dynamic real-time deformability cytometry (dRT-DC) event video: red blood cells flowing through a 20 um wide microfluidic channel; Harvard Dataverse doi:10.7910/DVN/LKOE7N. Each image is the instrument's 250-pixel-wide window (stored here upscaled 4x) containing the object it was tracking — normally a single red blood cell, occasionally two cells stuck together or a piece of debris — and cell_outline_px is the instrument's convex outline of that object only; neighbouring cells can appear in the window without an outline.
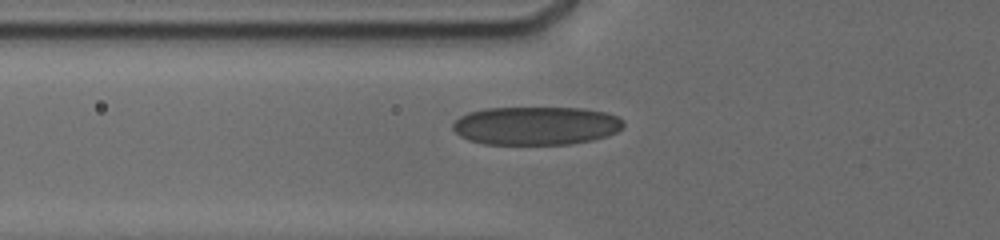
{"species": "human", "species_latin": "Homo sapiens", "temperature_condition": "cold", "stored_images_in_passage": 13, "camera_frame_rate_fps": 3000, "um_per_image_px": 0.085, "donor": {"sex": "male"}, "frame": {"image": 1, "passage_image": 4, "time_ms": 1.333, "image_size_px": [1000, 240], "cell_outline_px": [[624, 124], [616, 132], [608, 136], [592, 140], [572, 144], [484, 144], [468, 140], [460, 136], [452, 128], [452, 124], [460, 116], [468, 112], [484, 108], [584, 108], [608, 112], [624, 120]], "centroid_in_image_um": [45.56, 10.68], "position_along_channel_um": 80.2, "area_um2": 38.44}}
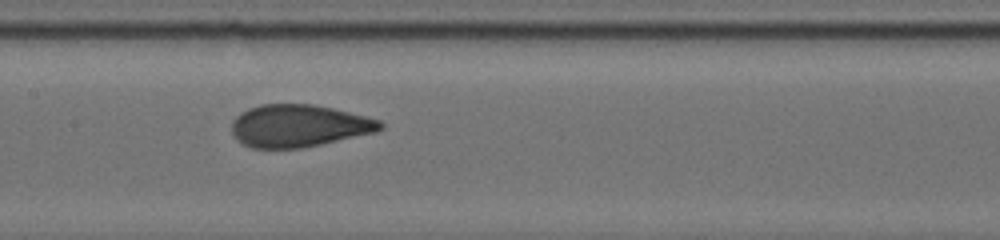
{"frame": {"image": 2, "passage_image": 10, "time_ms": 4.0, "image_size_px": [1000, 240], "cell_outline_px": [[384, 128], [376, 132], [320, 144], [300, 148], [252, 148], [244, 144], [232, 132], [232, 120], [240, 112], [248, 108], [260, 104], [312, 104], [332, 108], [380, 120], [384, 124]], "centroid_in_image_um": [25.4, 10.68], "position_along_channel_um": 182.0, "area_um2": 36.47}}
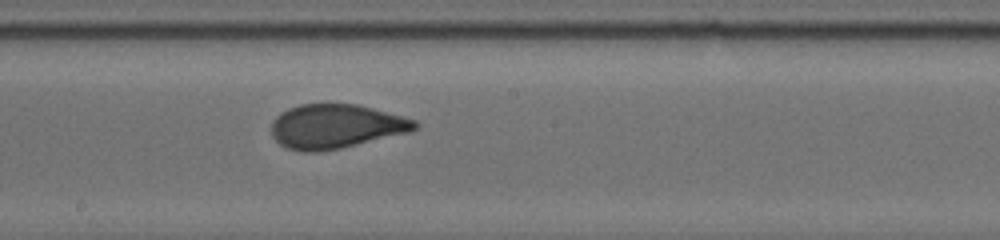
{"frame": {"image": 3, "passage_image": 13, "time_ms": 5.0, "image_size_px": [1000, 240], "cell_outline_px": [[420, 124], [416, 128], [408, 132], [340, 148], [316, 152], [304, 152], [288, 148], [280, 144], [272, 136], [272, 124], [276, 116], [280, 112], [288, 108], [300, 104], [356, 104], [372, 108], [416, 120]], "centroid_in_image_um": [28.52, 10.73], "position_along_channel_um": 219.7, "area_um2": 36.59}}